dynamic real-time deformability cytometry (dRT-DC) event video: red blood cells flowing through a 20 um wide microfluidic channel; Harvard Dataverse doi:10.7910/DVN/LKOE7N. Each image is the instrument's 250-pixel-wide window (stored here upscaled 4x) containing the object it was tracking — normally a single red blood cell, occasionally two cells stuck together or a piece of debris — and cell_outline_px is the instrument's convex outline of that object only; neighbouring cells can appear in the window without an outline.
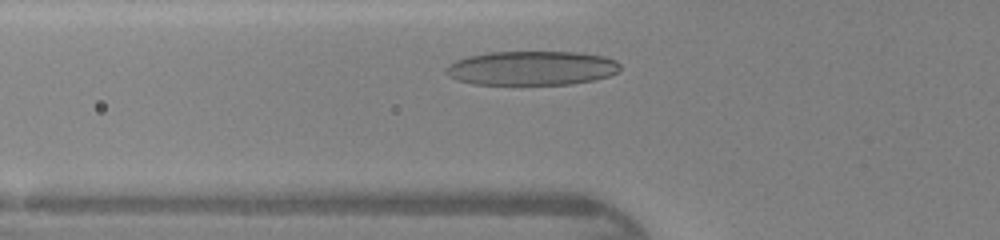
{"species": "human", "species_latin": "Homo sapiens", "temperature_condition": "warm", "stored_images_in_passage": 25, "camera_frame_rate_fps": 3000, "um_per_image_px": 0.085, "donor": {"sex": "female"}, "frame": {"image": 1, "passage_image": 4, "time_ms": 1.0, "image_size_px": [1000, 240], "cell_outline_px": [[620, 72], [608, 76], [592, 80], [568, 84], [472, 84], [456, 80], [448, 76], [444, 72], [444, 68], [448, 64], [456, 60], [468, 56], [492, 52], [576, 52], [604, 56], [616, 60], [620, 64]], "centroid_in_image_um": [45.17, 5.79], "position_along_channel_um": 80.6, "area_um2": 34.85}}
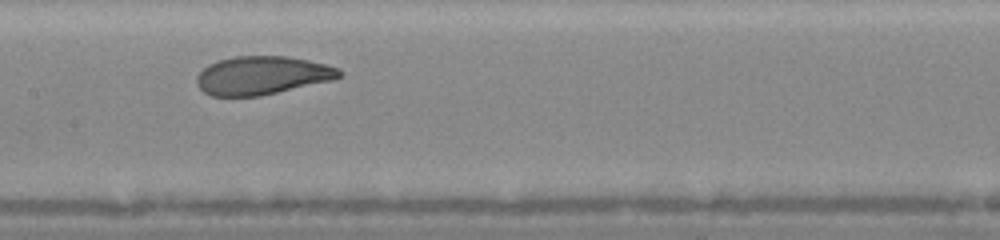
{"frame": {"image": 2, "passage_image": 11, "time_ms": 3.333, "image_size_px": [1000, 240], "cell_outline_px": [[340, 76], [332, 80], [260, 96], [212, 96], [204, 92], [196, 84], [196, 76], [208, 64], [216, 60], [236, 56], [288, 56], [328, 64], [340, 68]], "centroid_in_image_um": [22.26, 6.4], "position_along_channel_um": 185.1, "area_um2": 31.96}}
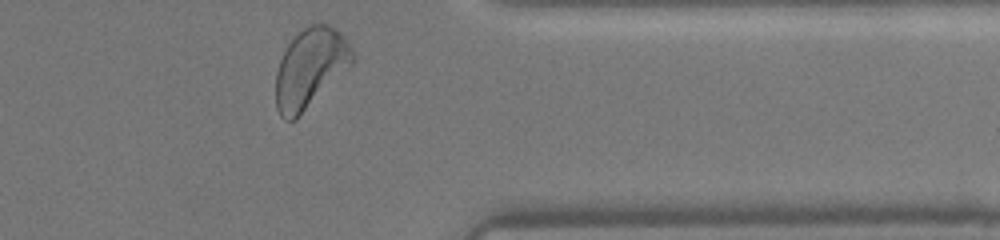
{"frame": {"image": 3, "passage_image": 25, "time_ms": 8.0, "image_size_px": [1000, 240], "cell_outline_px": [[356, 60], [296, 120], [284, 120], [280, 116], [276, 108], [276, 72], [280, 60], [288, 44], [308, 24], [328, 24], [336, 28], [344, 36], [352, 48], [356, 56]], "centroid_in_image_um": [26.39, 5.79], "position_along_channel_um": 385.0, "area_um2": 35.49}}